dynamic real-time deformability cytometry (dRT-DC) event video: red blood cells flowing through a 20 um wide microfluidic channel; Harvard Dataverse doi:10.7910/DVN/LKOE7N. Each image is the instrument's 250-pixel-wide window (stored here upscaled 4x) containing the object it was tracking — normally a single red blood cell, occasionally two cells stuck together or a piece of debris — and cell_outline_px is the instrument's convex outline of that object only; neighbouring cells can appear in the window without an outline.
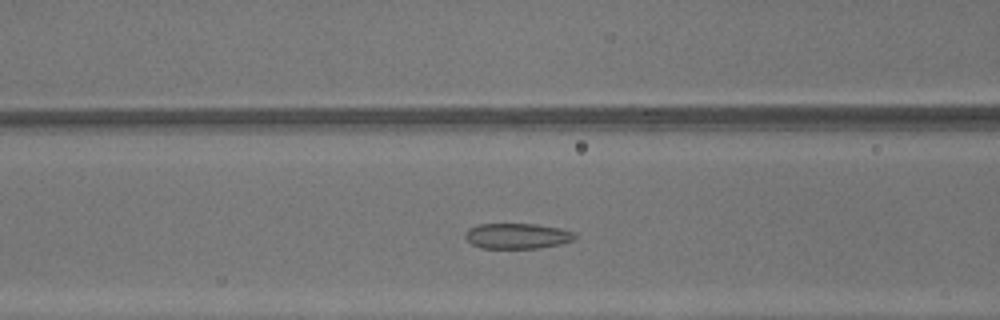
{"species": "common noctule bat (a hibernating species)", "species_latin": "Nyctalus noctula", "temperature_condition": "warm", "stored_images_in_passage": 34, "camera_frame_rate_fps": 3000, "um_per_image_px": 0.085, "animal": {"sex": "male", "body_mass_g": 13.3}, "frame": {"image": 1, "passage_image": 15, "time_ms": 4.667, "image_size_px": [1000, 320], "cell_outline_px": [[576, 236], [572, 240], [560, 244], [540, 248], [480, 248], [472, 244], [464, 236], [464, 232], [468, 228], [480, 224], [536, 224], [560, 228], [576, 232]], "centroid_in_image_um": [43.95, 20.05], "position_along_channel_um": 122.6, "area_um2": 16.36}}
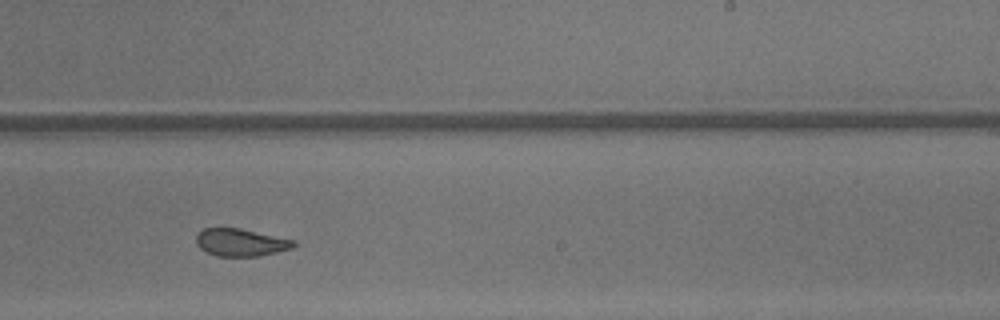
{"frame": {"image": 2, "passage_image": 25, "time_ms": 8.0, "image_size_px": [1000, 320], "cell_outline_px": [[296, 244], [292, 248], [276, 252], [256, 256], [216, 256], [200, 248], [196, 244], [196, 236], [204, 228], [240, 228], [296, 240]], "centroid_in_image_um": [20.47, 20.6], "position_along_channel_um": 268.5, "area_um2": 15.55}}
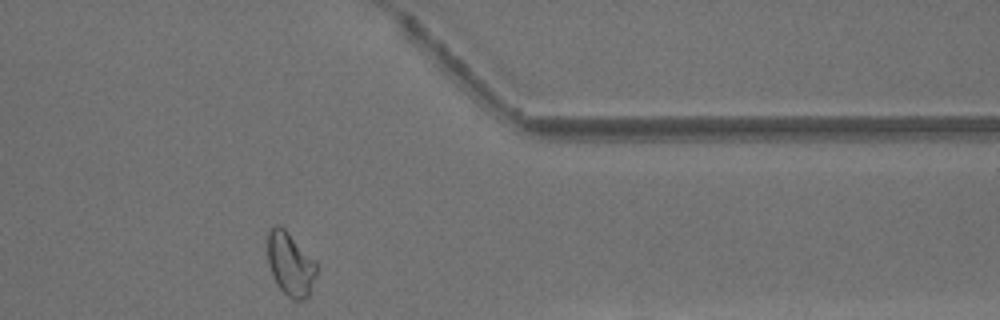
{"frame": {"image": 3, "passage_image": 34, "time_ms": 11.0, "image_size_px": [1000, 320], "cell_outline_px": [[316, 276], [308, 296], [300, 300], [292, 300], [276, 284], [272, 276], [268, 260], [268, 232], [276, 224], [284, 228], [316, 260]], "centroid_in_image_um": [24.69, 22.45], "position_along_channel_um": 386.7, "area_um2": 18.03}, "authors_computed_cell_mechanics": {"area_um2": 16.6464, "velocity_mm_per_s": 4.3833, "shape_relaxation_time_tau1_ms": null, "shape_relaxation_time_tau2_ms": 1.5058, "deformation_change_tau1": null, "deformation_change_tau2": 0.0832}}